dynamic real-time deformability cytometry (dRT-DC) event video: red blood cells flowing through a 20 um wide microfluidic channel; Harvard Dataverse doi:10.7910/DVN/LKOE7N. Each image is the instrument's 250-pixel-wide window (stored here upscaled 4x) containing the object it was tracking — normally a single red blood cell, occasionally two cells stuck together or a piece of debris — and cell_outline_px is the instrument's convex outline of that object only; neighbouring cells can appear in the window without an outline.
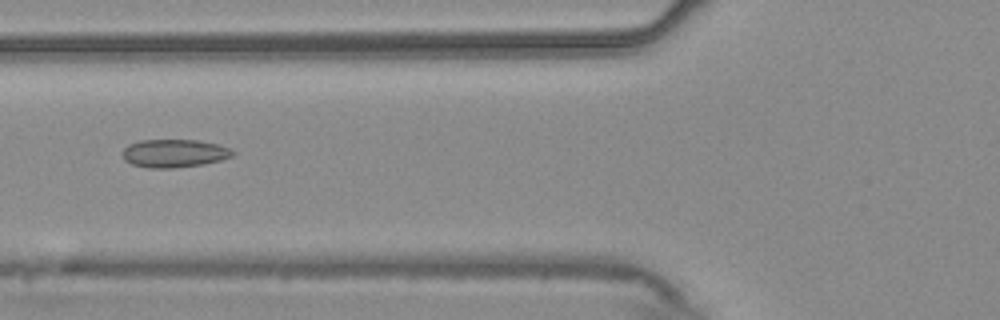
{"species": "common noctule bat (a hibernating species)", "species_latin": "Nyctalus noctula", "temperature_condition": "warm", "stored_images_in_passage": 54, "camera_frame_rate_fps": 3000, "um_per_image_px": 0.085, "animal": {"sex": "male", "body_mass_g": 20.4}, "frame": {"image": 1, "passage_image": 21, "time_ms": 6.667, "image_size_px": [1000, 320], "cell_outline_px": [[236, 152], [232, 156], [220, 160], [204, 164], [172, 168], [148, 168], [132, 164], [124, 160], [124, 148], [128, 144], [140, 140], [196, 140], [216, 144], [228, 148]], "centroid_in_image_um": [14.8, 13.03], "position_along_channel_um": 111.0, "area_um2": 17.92}}
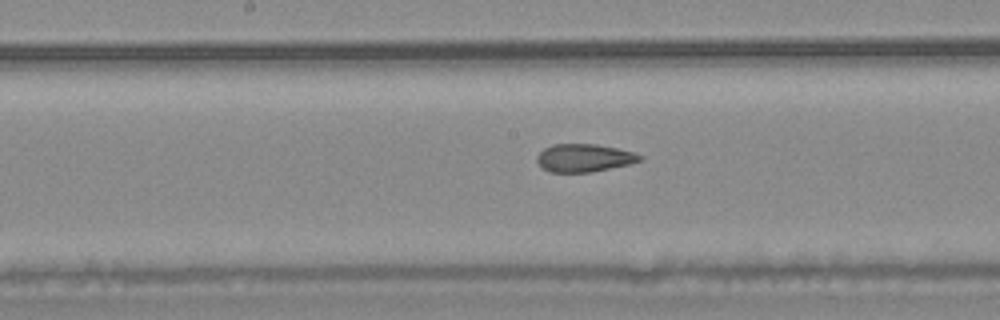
{"frame": {"image": 2, "passage_image": 28, "time_ms": 9.0, "image_size_px": [1000, 320], "cell_outline_px": [[644, 156], [640, 160], [628, 164], [592, 172], [548, 172], [536, 160], [536, 156], [544, 148], [552, 144], [596, 144], [616, 148], [632, 152]], "centroid_in_image_um": [49.62, 13.42], "position_along_channel_um": 198.6, "area_um2": 16.59}}
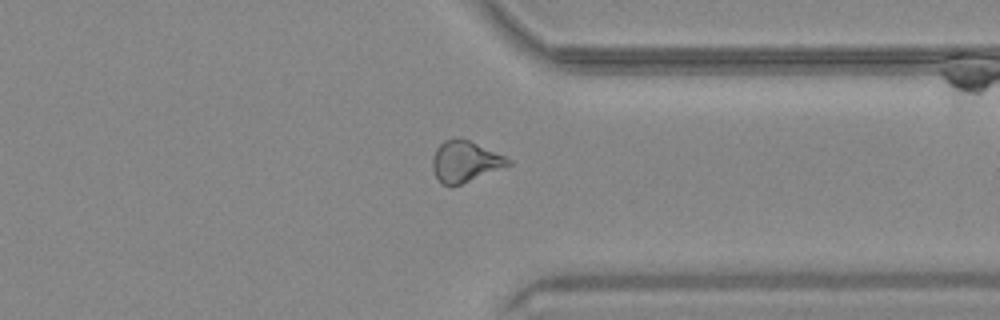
{"frame": {"image": 3, "passage_image": 42, "time_ms": 13.667, "image_size_px": [1000, 320], "cell_outline_px": [[512, 164], [504, 168], [460, 184], [440, 184], [432, 168], [432, 156], [436, 148], [444, 140], [460, 136], [504, 156], [512, 160]], "centroid_in_image_um": [39.52, 13.7], "position_along_channel_um": 371.9, "area_um2": 18.09}, "authors_computed_cell_mechanics": {"area_um2": 18.2648, "velocity_mm_per_s": 3.7448, "shape_relaxation_time_tau1_ms": null, "shape_relaxation_time_tau2_ms": 1.8343, "deformation_change_tau1": null, "deformation_change_tau2": 0.0889}}